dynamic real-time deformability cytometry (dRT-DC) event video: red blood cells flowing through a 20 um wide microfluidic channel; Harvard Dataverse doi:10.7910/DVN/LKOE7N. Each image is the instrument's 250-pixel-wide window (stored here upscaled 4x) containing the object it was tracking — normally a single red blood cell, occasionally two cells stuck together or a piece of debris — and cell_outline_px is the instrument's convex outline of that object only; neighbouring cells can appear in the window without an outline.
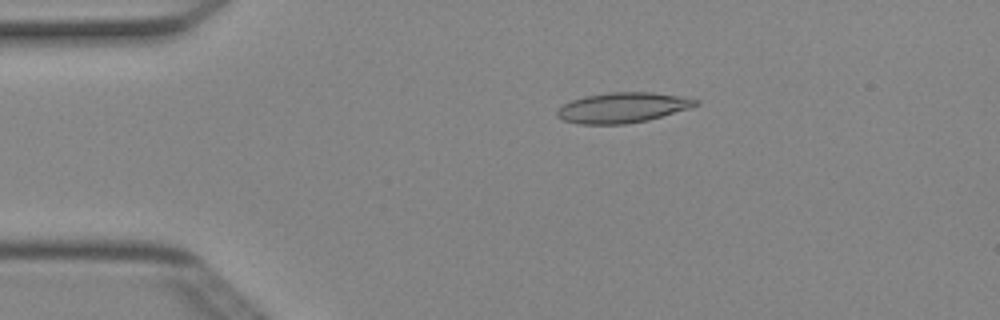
{"species": "Egyptian fruit bat (a non-hibernating species)", "species_latin": "Rousettus aegyptiacus", "temperature_condition": "cold", "stored_images_in_passage": 4, "camera_frame_rate_fps": 3000, "um_per_image_px": 0.085, "animal": {"sex": "female"}, "frame": {"image": 1, "passage_image": 3, "time_ms": 0.667, "image_size_px": [1000, 320], "cell_outline_px": [[700, 104], [692, 108], [648, 120], [624, 124], [580, 124], [564, 120], [556, 116], [556, 112], [564, 104], [572, 100], [584, 96], [608, 92], [652, 92], [680, 96], [700, 100]], "centroid_in_image_um": [52.96, 9.14], "position_along_channel_um": 32.0, "area_um2": 24.51}}